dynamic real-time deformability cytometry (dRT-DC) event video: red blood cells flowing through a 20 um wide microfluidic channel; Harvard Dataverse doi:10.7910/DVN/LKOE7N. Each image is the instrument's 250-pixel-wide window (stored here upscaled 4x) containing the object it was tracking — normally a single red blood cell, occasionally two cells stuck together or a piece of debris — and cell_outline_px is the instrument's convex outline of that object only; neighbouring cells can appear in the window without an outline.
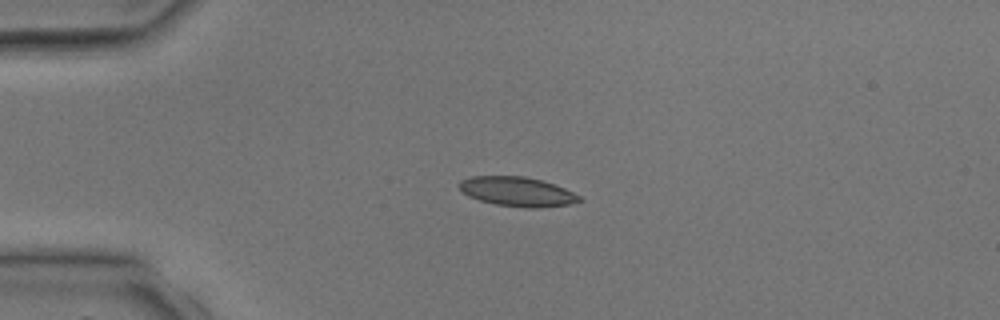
{"species": "common noctule bat (a hibernating species)", "species_latin": "Nyctalus noctula", "temperature_condition": "room temperature", "stored_images_in_passage": 2, "camera_frame_rate_fps": 3000, "um_per_image_px": 0.085, "animal": {"sex": "male", "body_mass_g": 17.9, "forearm_length_mm": 54.2}, "frame": {"image": 1, "passage_image": 1, "time_ms": 0.0, "image_size_px": [1000, 320], "cell_outline_px": [[584, 200], [568, 204], [536, 208], [528, 208], [496, 204], [480, 200], [468, 196], [456, 184], [460, 180], [472, 176], [524, 176], [540, 180], [564, 188], [580, 196]], "centroid_in_image_um": [43.94, 16.28], "position_along_channel_um": 41.1, "area_um2": 20.4}}
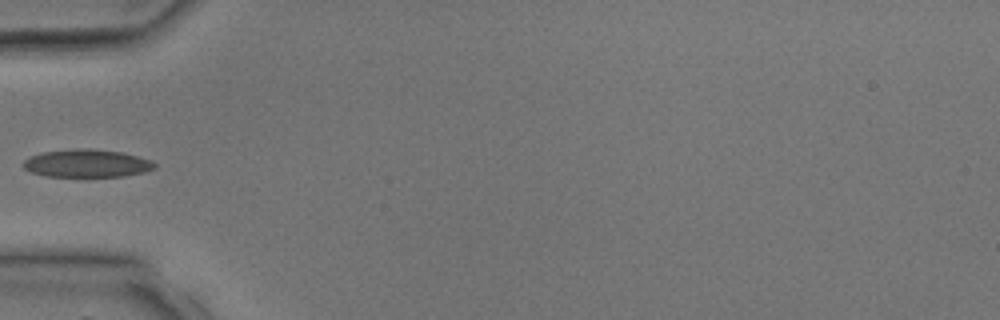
{"frame": {"image": 2, "passage_image": 2, "time_ms": 1.333, "image_size_px": [1000, 320], "cell_outline_px": [[156, 168], [144, 172], [124, 176], [44, 176], [32, 172], [24, 168], [24, 160], [40, 152], [84, 148], [92, 148], [120, 152], [152, 160], [156, 164]], "centroid_in_image_um": [7.4, 13.88], "position_along_channel_um": 77.6, "area_um2": 21.15}}